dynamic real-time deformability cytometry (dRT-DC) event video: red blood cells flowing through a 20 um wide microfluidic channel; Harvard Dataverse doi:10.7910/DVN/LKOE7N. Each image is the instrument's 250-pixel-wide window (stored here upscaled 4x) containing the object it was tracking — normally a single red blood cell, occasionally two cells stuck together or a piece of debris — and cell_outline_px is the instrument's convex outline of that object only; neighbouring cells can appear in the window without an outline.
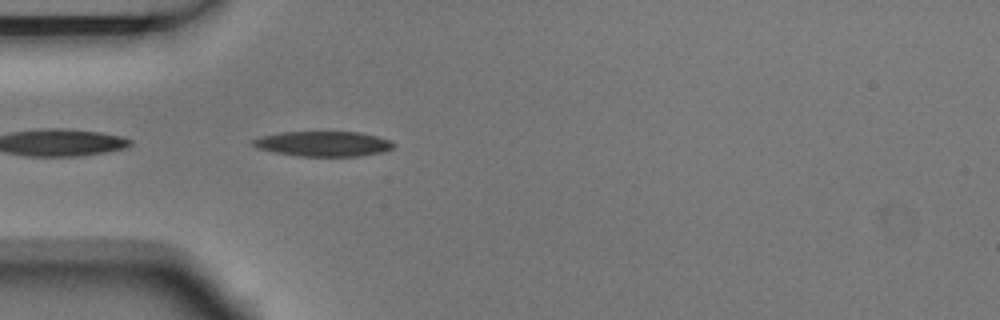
{"species": "Egyptian fruit bat (a non-hibernating species)", "species_latin": "Rousettus aegyptiacus", "temperature_condition": "room temperature", "stored_images_in_passage": 4, "camera_frame_rate_fps": 3000, "um_per_image_px": 0.085, "animal": {"sex": "male"}, "frame": {"image": 1, "passage_image": 4, "time_ms": 1.0, "image_size_px": [1000, 320], "cell_outline_px": [[396, 144], [392, 148], [384, 152], [360, 156], [300, 156], [276, 152], [256, 148], [252, 144], [252, 140], [264, 136], [284, 132], [360, 132], [392, 140]], "centroid_in_image_um": [27.55, 12.22], "position_along_channel_um": 57.5, "area_um2": 20.46}}